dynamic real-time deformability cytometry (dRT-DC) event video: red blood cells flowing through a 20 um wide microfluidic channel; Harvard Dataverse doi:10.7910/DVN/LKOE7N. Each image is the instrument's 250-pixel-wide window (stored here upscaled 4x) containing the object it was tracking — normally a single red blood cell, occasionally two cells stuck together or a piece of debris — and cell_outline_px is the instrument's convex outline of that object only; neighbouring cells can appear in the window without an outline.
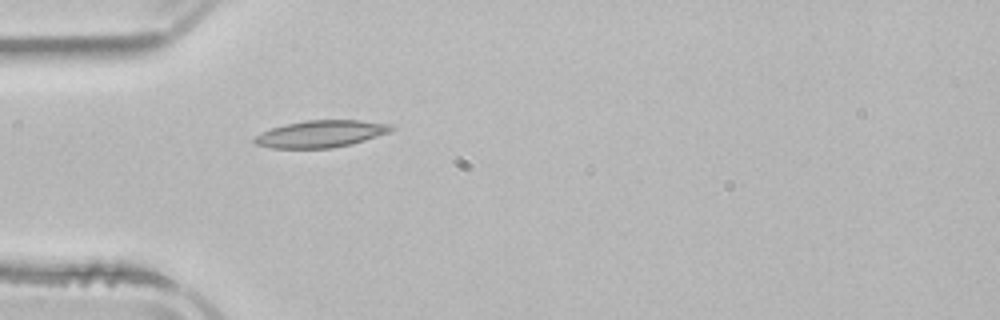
{"species": "common noctule bat (a hibernating species)", "species_latin": "Nyctalus noctula", "temperature_condition": "room temperature", "stored_images_in_passage": 4, "camera_frame_rate_fps": 3000, "um_per_image_px": 0.085, "animal": {"sex": "male", "body_mass_g": 21.5, "forearm_length_mm": 52.0}, "frame": {"image": 1, "passage_image": 4, "time_ms": 5.0, "image_size_px": [1000, 320], "cell_outline_px": [[396, 128], [388, 132], [352, 144], [332, 148], [272, 148], [256, 144], [252, 140], [256, 136], [272, 128], [284, 124], [304, 120], [360, 120], [392, 124]], "centroid_in_image_um": [27.29, 11.37], "position_along_channel_um": 57.7, "area_um2": 21.44}}